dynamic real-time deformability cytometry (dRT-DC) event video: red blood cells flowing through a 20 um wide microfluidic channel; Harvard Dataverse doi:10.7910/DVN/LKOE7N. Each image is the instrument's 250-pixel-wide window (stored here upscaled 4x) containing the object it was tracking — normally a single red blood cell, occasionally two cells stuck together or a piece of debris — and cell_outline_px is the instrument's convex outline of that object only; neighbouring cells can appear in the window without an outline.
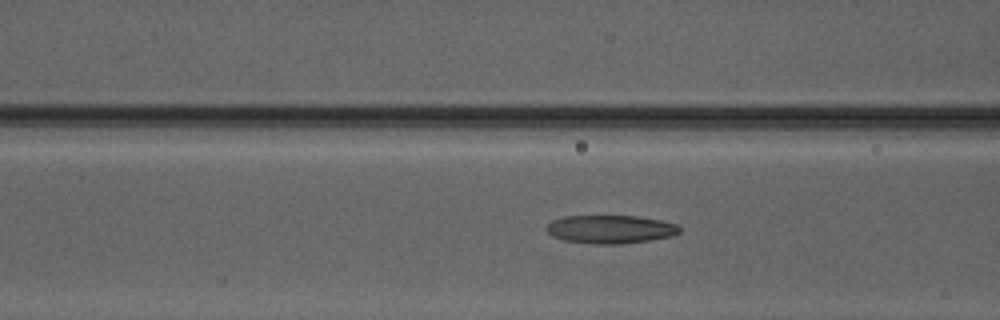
{"species": "Egyptian fruit bat (a non-hibernating species)", "species_latin": "Rousettus aegyptiacus", "temperature_condition": "warm", "stored_images_in_passage": 6, "camera_frame_rate_fps": 3000, "um_per_image_px": 0.085, "animal": {"sex": "male"}, "frame": {"image": 1, "passage_image": 4, "time_ms": 1.0, "image_size_px": [1000, 320], "cell_outline_px": [[680, 232], [672, 236], [624, 244], [592, 244], [564, 240], [552, 236], [544, 228], [552, 220], [564, 216], [636, 216], [660, 220], [676, 224], [680, 228]], "centroid_in_image_um": [51.86, 19.49], "position_along_channel_um": 114.7, "area_um2": 21.96}}